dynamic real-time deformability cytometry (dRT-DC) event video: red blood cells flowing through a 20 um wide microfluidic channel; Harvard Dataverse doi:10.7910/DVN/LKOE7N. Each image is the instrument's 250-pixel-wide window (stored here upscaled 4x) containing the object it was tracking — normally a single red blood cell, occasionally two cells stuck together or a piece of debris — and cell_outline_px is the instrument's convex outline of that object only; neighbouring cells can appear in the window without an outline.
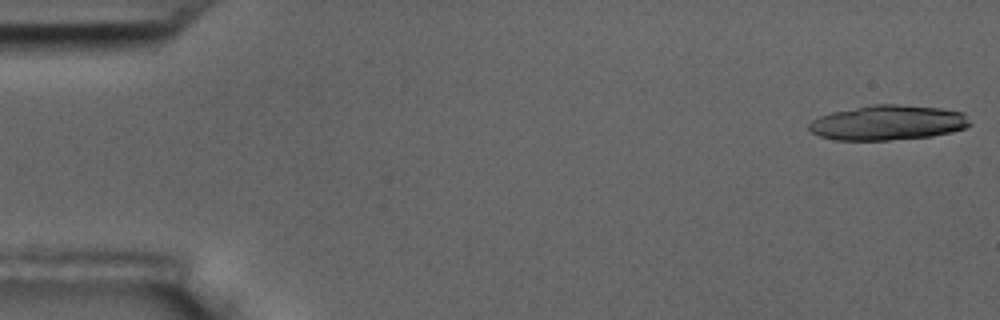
{"species": "common noctule bat (a hibernating species)", "species_latin": "Nyctalus noctula", "temperature_condition": "room temperature", "stored_images_in_passage": 6, "camera_frame_rate_fps": 3000, "um_per_image_px": 0.085, "animal": {"sex": "male", "body_mass_g": 17.5, "forearm_length_mm": 52.3}, "frame": {"image": 1, "passage_image": 1, "time_ms": 0.0, "image_size_px": [1000, 320], "cell_outline_px": [[972, 124], [964, 128], [952, 132], [932, 136], [888, 140], [836, 140], [820, 136], [812, 132], [808, 128], [808, 124], [812, 120], [820, 116], [832, 112], [872, 104], [900, 104], [940, 108], [964, 112]], "centroid_in_image_um": [75.49, 10.42], "position_along_channel_um": 9.5, "area_um2": 32.83}}